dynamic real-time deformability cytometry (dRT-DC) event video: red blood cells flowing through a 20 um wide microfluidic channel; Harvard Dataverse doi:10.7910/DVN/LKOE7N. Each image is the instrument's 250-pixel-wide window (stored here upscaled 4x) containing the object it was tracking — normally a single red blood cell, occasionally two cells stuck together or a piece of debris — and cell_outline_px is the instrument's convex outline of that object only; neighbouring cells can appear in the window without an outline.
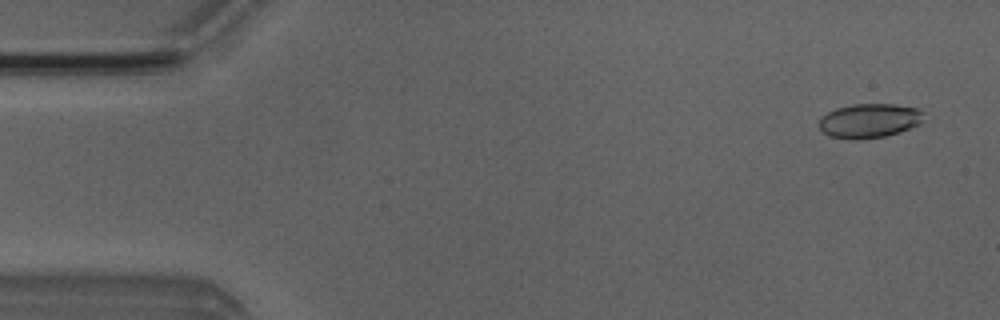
{"species": "Egyptian fruit bat (a non-hibernating species)", "species_latin": "Rousettus aegyptiacus", "temperature_condition": "room temperature", "stored_images_in_passage": 4, "camera_frame_rate_fps": 3000, "um_per_image_px": 0.085, "animal": {"sex": "male"}, "frame": {"image": 1, "passage_image": 1, "time_ms": 0.0, "image_size_px": [1000, 320], "cell_outline_px": [[924, 120], [920, 124], [900, 132], [884, 136], [856, 140], [852, 140], [828, 136], [816, 124], [820, 116], [836, 108], [852, 104], [896, 104], [916, 108], [924, 112]], "centroid_in_image_um": [73.87, 10.26], "position_along_channel_um": 11.1, "area_um2": 21.27}}